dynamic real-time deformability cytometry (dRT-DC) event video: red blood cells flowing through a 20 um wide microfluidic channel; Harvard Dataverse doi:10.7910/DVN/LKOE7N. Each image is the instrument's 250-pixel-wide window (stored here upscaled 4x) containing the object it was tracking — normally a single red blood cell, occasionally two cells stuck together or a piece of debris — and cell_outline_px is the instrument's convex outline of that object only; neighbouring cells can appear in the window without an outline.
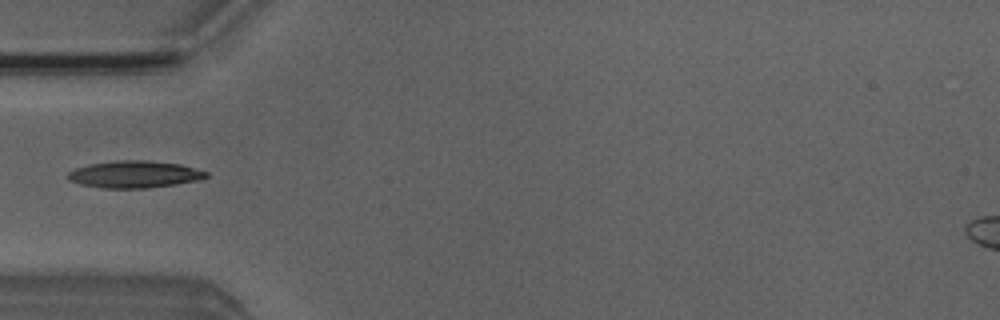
{"species": "Egyptian fruit bat (a non-hibernating species)", "species_latin": "Rousettus aegyptiacus", "temperature_condition": "room temperature", "stored_images_in_passage": 5, "camera_frame_rate_fps": 3000, "um_per_image_px": 0.085, "animal": {"sex": "male"}, "frame": {"image": 1, "passage_image": 4, "time_ms": 3.333, "image_size_px": [1000, 320], "cell_outline_px": [[208, 176], [200, 180], [176, 184], [148, 188], [104, 188], [80, 184], [68, 180], [68, 172], [76, 168], [88, 164], [116, 160], [148, 160], [180, 164], [208, 172]], "centroid_in_image_um": [11.43, 14.81], "position_along_channel_um": 73.6, "area_um2": 21.85}}